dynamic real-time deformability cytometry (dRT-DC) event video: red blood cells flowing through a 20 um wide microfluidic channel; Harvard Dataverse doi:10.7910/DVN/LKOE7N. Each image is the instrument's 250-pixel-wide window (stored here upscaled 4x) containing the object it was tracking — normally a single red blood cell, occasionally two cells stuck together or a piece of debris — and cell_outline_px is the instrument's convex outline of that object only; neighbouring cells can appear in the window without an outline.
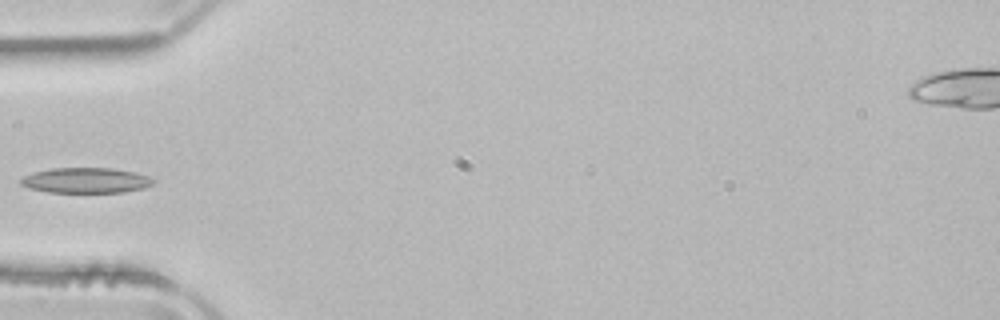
{"species": "common noctule bat (a hibernating species)", "species_latin": "Nyctalus noctula", "temperature_condition": "room temperature", "stored_images_in_passage": 2, "camera_frame_rate_fps": 3000, "um_per_image_px": 0.085, "animal": {"sex": "male", "body_mass_g": 21.5, "forearm_length_mm": 52.0}, "frame": {"image": 1, "passage_image": 1, "time_ms": 0.0, "image_size_px": [1000, 320], "cell_outline_px": [[156, 180], [152, 184], [144, 188], [124, 192], [48, 192], [32, 188], [20, 184], [20, 180], [24, 176], [36, 172], [52, 168], [112, 168], [132, 172], [148, 176]], "centroid_in_image_um": [7.33, 15.33], "position_along_channel_um": 77.7, "area_um2": 19.31}}
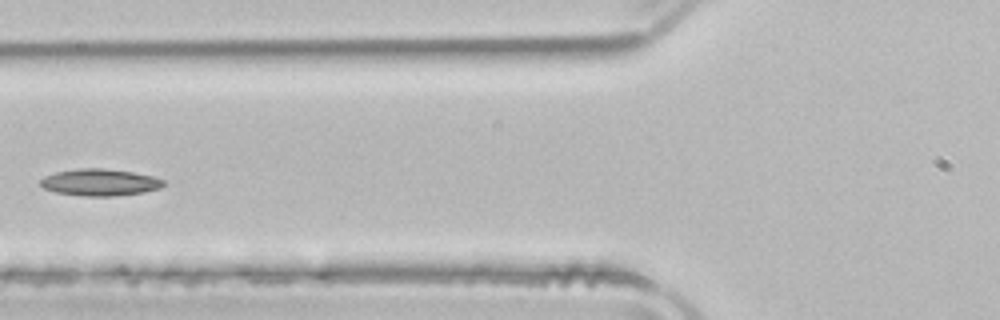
{"frame": {"image": 2, "passage_image": 2, "time_ms": 0.333, "image_size_px": [1000, 320], "cell_outline_px": [[164, 184], [160, 188], [144, 192], [116, 196], [84, 196], [56, 192], [44, 188], [40, 184], [40, 180], [44, 176], [56, 172], [76, 168], [104, 168], [132, 172], [152, 176], [164, 180]], "centroid_in_image_um": [8.48, 15.49], "position_along_channel_um": 117.3, "area_um2": 19.25}}